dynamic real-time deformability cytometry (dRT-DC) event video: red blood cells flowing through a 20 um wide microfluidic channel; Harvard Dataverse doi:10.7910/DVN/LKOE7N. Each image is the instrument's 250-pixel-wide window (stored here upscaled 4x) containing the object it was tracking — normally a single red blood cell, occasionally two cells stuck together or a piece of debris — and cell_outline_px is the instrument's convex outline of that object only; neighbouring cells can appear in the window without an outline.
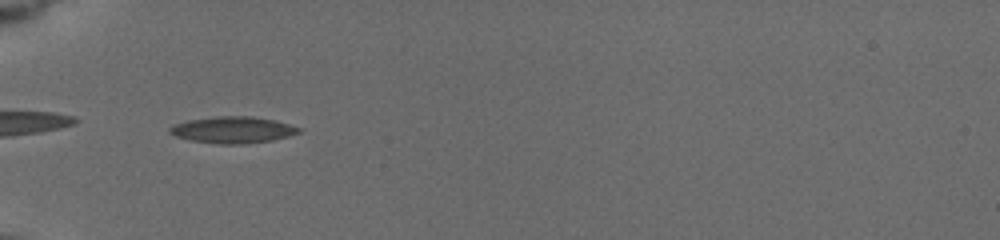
{"species": "common noctule bat (a hibernating species)", "species_latin": "Nyctalus noctula", "temperature_condition": "cold", "stored_images_in_passage": 8, "camera_frame_rate_fps": 3000, "um_per_image_px": 0.085, "animal": {"sex": "female", "body_mass_g": 19.5, "forearm_length_mm": 54.1}, "frame": {"image": 1, "passage_image": 7, "time_ms": 5.333, "image_size_px": [1000, 240], "cell_outline_px": [[300, 132], [288, 136], [272, 140], [244, 144], [216, 144], [192, 140], [176, 136], [168, 132], [168, 128], [176, 124], [188, 120], [216, 116], [252, 116], [272, 120], [288, 124], [300, 128]], "centroid_in_image_um": [19.76, 11.04], "position_along_channel_um": 65.2, "area_um2": 19.77}}